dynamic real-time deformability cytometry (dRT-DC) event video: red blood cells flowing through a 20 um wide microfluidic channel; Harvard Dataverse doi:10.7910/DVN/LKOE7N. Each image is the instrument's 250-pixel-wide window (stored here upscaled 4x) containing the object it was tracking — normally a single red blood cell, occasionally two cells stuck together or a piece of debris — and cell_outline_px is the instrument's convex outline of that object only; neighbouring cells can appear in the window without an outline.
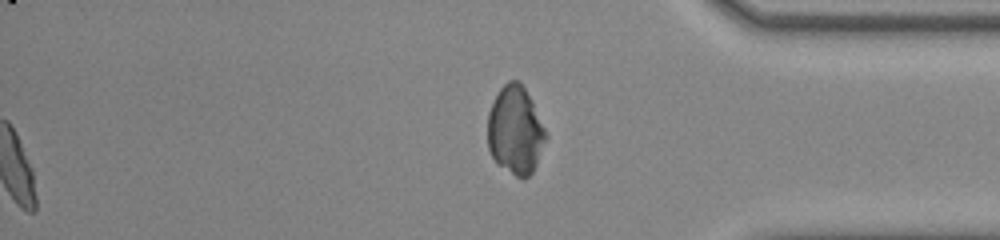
{"species": "common noctule bat (a hibernating species)", "species_latin": "Nyctalus noctula", "temperature_condition": "room temperature", "stored_images_in_passage": 40, "segment_of_instrument_passage": [2, 2], "camera_frame_rate_fps": 3000, "um_per_image_px": 0.085, "animal": {"sex": "male", "body_mass_g": 20.0, "forearm_length_mm": 53.3}, "frame": {"image": 1, "passage_image": 40, "time_ms": 13.0, "image_size_px": [1000, 240], "cell_outline_px": [[544, 140], [536, 164], [532, 172], [524, 180], [516, 176], [496, 164], [488, 148], [488, 112], [500, 88], [508, 80], [516, 80], [524, 88], [532, 100], [544, 128]], "centroid_in_image_um": [43.76, 11.09], "position_along_channel_um": 391.4, "area_um2": 29.36}}